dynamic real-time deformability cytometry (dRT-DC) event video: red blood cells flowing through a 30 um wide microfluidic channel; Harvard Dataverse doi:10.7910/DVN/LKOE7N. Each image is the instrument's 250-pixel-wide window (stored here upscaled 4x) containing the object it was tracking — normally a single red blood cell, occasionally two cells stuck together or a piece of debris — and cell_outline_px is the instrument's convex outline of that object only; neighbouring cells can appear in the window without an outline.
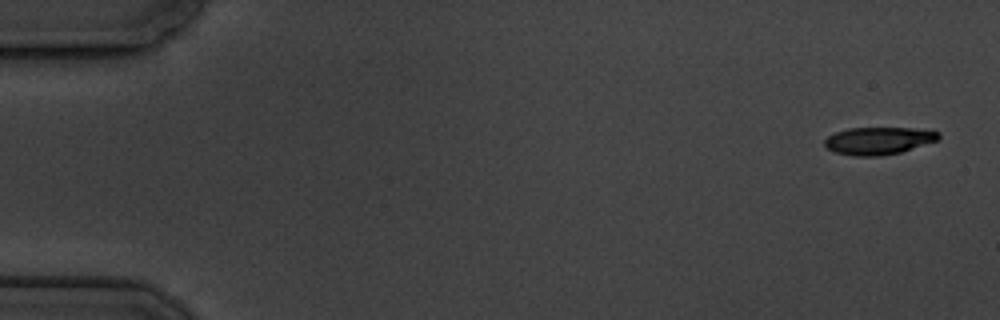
{"species": "common noctule bat (a hibernating species)", "species_latin": "Nyctalus noctula", "temperature_condition": "cold", "stored_images_in_passage": 5, "camera_frame_rate_fps": 3000, "um_per_image_px": 0.085, "animal": {"sex": "male", "body_mass_g": 19.5, "forearm_length_mm": 54.6}, "frame": {"image": 1, "passage_image": 1, "time_ms": 0.0, "image_size_px": [1000, 320], "cell_outline_px": [[940, 136], [936, 140], [900, 152], [880, 156], [852, 156], [836, 152], [828, 148], [824, 144], [824, 140], [828, 136], [836, 132], [848, 128], [916, 128], [940, 132]], "centroid_in_image_um": [74.65, 11.95], "position_along_channel_um": 10.4, "area_um2": 18.03}}
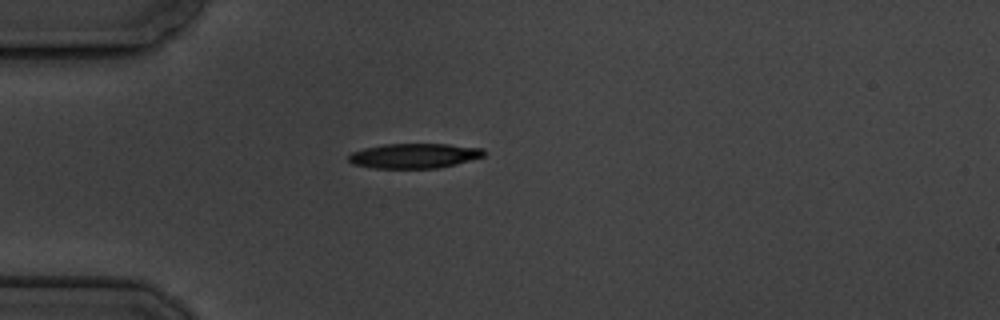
{"frame": {"image": 2, "passage_image": 5, "time_ms": 4.667, "image_size_px": [1000, 320], "cell_outline_px": [[488, 152], [484, 156], [456, 164], [440, 168], [372, 168], [352, 164], [348, 160], [348, 156], [352, 152], [364, 148], [384, 144], [448, 144], [484, 148]], "centroid_in_image_um": [35.23, 13.24], "position_along_channel_um": 49.8, "area_um2": 19.77}}